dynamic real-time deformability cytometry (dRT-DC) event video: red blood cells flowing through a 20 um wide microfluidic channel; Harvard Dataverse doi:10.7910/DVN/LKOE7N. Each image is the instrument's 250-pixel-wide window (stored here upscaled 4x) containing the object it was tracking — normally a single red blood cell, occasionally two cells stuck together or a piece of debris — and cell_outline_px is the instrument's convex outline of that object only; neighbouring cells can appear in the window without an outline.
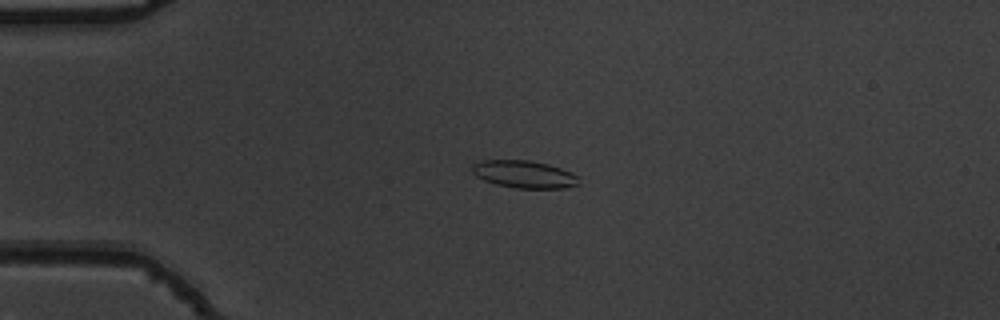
{"species": "common noctule bat (a hibernating species)", "species_latin": "Nyctalus noctula", "temperature_condition": "warm", "stored_images_in_passage": 46, "camera_frame_rate_fps": 3000, "um_per_image_px": 0.085, "animal": {"sex": "male", "body_mass_g": 19.5, "forearm_length_mm": 54.6}, "frame": {"image": 1, "passage_image": 13, "time_ms": 4.0, "image_size_px": [1000, 320], "cell_outline_px": [[580, 184], [568, 188], [516, 188], [496, 184], [484, 180], [476, 176], [472, 172], [472, 164], [480, 160], [528, 160], [548, 164], [572, 172], [576, 176]], "centroid_in_image_um": [44.55, 14.81], "position_along_channel_um": 40.5, "area_um2": 17.11}}
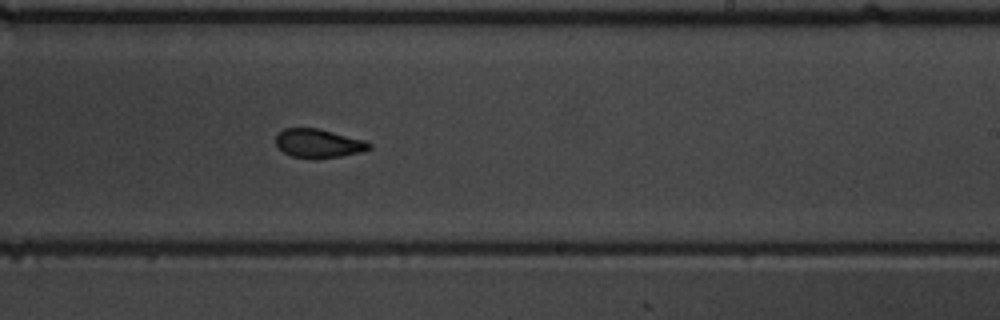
{"frame": {"image": 2, "passage_image": 33, "time_ms": 10.667, "image_size_px": [1000, 320], "cell_outline_px": [[372, 148], [360, 152], [340, 156], [312, 160], [292, 156], [284, 152], [276, 144], [276, 136], [284, 128], [320, 128], [364, 140], [372, 144]], "centroid_in_image_um": [27.08, 12.19], "position_along_channel_um": 261.9, "area_um2": 15.78}}
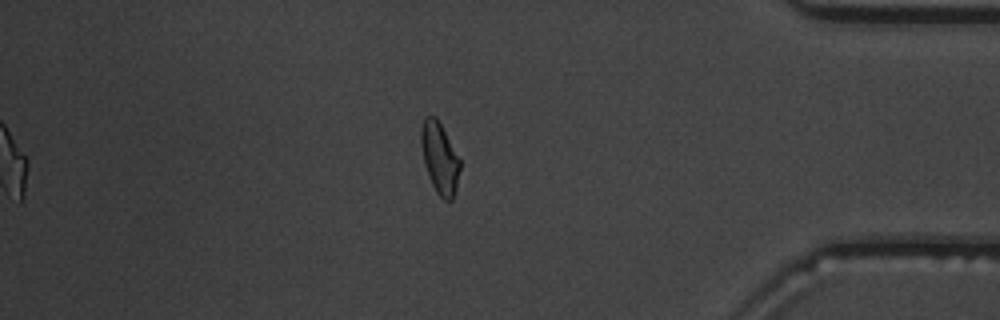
{"frame": {"image": 3, "passage_image": 46, "time_ms": 15.0, "image_size_px": [1000, 320], "cell_outline_px": [[460, 168], [456, 188], [452, 200], [444, 200], [436, 192], [432, 184], [424, 164], [420, 144], [420, 128], [424, 116], [436, 116], [460, 160]], "centroid_in_image_um": [37.34, 13.41], "position_along_channel_um": 397.9, "area_um2": 16.07}, "authors_computed_cell_mechanics": {"area_um2": 16.762, "velocity_mm_per_s": 3.8148, "shape_relaxation_time_tau1_ms": 4.0011, "shape_relaxation_time_tau2_ms": 2.6743, "deformation_change_tau1": 0.1429, "deformation_change_tau2": 0.074}}